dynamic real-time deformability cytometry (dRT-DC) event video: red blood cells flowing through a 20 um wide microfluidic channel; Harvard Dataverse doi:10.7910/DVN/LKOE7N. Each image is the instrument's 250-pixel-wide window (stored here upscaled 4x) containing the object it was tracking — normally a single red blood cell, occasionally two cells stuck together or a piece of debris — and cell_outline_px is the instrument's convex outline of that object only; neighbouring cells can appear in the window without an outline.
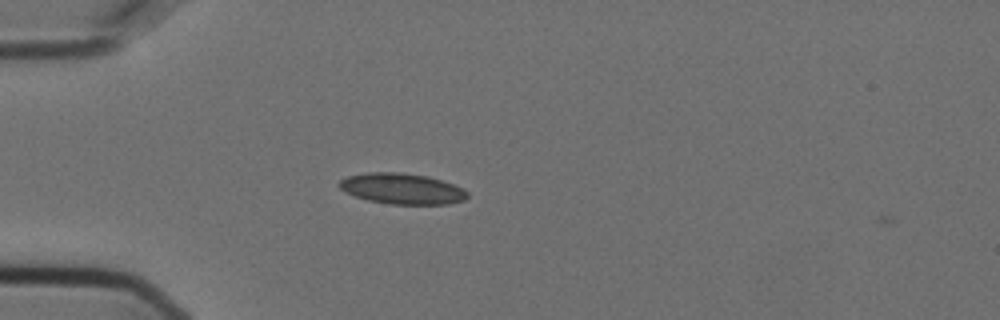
{"species": "Egyptian fruit bat (a non-hibernating species)", "species_latin": "Rousettus aegyptiacus", "temperature_condition": "cold", "stored_images_in_passage": 3, "camera_frame_rate_fps": 3000, "um_per_image_px": 0.085, "animal": {"sex": "female"}, "frame": {"image": 1, "passage_image": 1, "time_ms": 0.0, "image_size_px": [1000, 320], "cell_outline_px": [[468, 196], [464, 200], [448, 204], [392, 204], [368, 200], [356, 196], [340, 188], [336, 184], [340, 180], [348, 176], [368, 172], [400, 172], [428, 176], [464, 188], [468, 192]], "centroid_in_image_um": [34.18, 16.03], "position_along_channel_um": 50.8, "area_um2": 22.89}}